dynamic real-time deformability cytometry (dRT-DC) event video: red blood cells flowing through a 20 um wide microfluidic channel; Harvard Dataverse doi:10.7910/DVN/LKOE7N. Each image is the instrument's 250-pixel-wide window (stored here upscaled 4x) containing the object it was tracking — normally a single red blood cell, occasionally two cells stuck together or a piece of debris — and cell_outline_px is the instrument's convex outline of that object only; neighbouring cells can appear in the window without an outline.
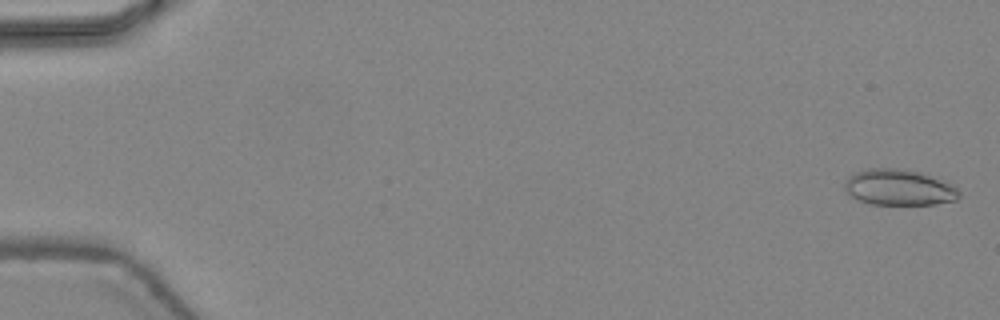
{"species": "common noctule bat (a hibernating species)", "species_latin": "Nyctalus noctula", "temperature_condition": "warm", "stored_images_in_passage": 46, "camera_frame_rate_fps": 3000, "um_per_image_px": 0.085, "animal": {"sex": "female", "body_mass_g": 24.6, "forearm_length_mm": 56.2}, "frame": {"image": 1, "passage_image": 1, "time_ms": 0.0, "image_size_px": [1000, 320], "cell_outline_px": [[960, 196], [956, 200], [936, 204], [872, 204], [860, 200], [852, 196], [844, 188], [844, 180], [848, 176], [856, 172], [868, 168], [896, 168], [920, 172], [952, 184], [960, 192]], "centroid_in_image_um": [76.41, 15.92], "position_along_channel_um": 8.6, "area_um2": 23.87}}
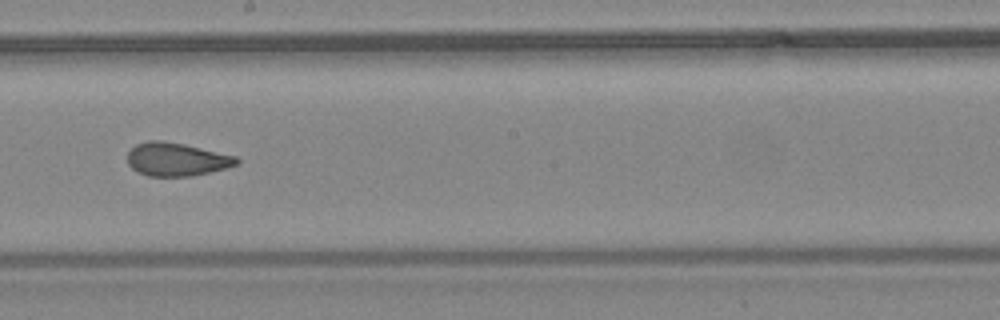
{"frame": {"image": 2, "passage_image": 27, "time_ms": 8.667, "image_size_px": [1000, 320], "cell_outline_px": [[240, 160], [236, 164], [228, 168], [192, 176], [148, 176], [136, 172], [128, 164], [128, 152], [136, 144], [148, 140], [160, 140], [184, 144], [236, 156]], "centroid_in_image_um": [14.99, 13.55], "position_along_channel_um": 233.2, "area_um2": 21.21}}
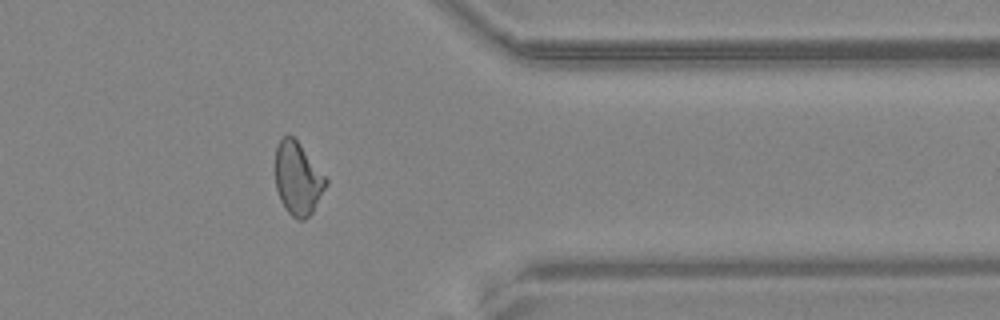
{"frame": {"image": 3, "passage_image": 38, "time_ms": 12.333, "image_size_px": [1000, 320], "cell_outline_px": [[328, 184], [312, 212], [304, 220], [296, 220], [284, 208], [280, 200], [276, 188], [276, 144], [288, 132], [300, 144], [328, 180]], "centroid_in_image_um": [25.3, 15.18], "position_along_channel_um": 386.1, "area_um2": 21.44}, "authors_computed_cell_mechanics": {"area_um2": 21.7906, "velocity_mm_per_s": 4.4784, "shape_relaxation_time_tau1_ms": null, "shape_relaxation_time_tau2_ms": 1.336, "deformation_change_tau1": null, "deformation_change_tau2": 0.0761}}